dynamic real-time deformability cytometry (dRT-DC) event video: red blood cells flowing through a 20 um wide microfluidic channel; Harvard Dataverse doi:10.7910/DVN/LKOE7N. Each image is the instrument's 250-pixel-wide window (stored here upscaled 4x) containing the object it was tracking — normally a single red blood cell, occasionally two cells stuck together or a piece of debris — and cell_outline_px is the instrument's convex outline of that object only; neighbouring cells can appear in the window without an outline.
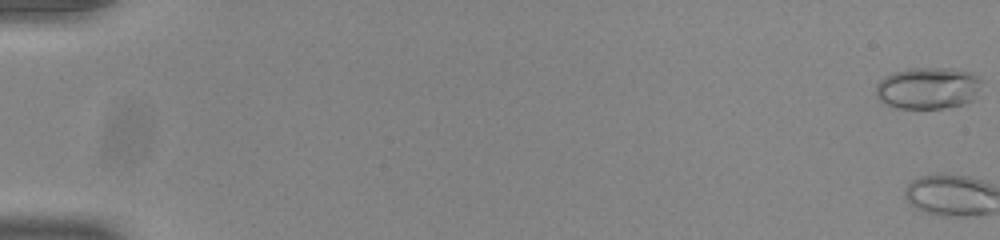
{"species": "common noctule bat (a hibernating species)", "species_latin": "Nyctalus noctula", "temperature_condition": "room temperature", "stored_images_in_passage": 3, "camera_frame_rate_fps": 3000, "um_per_image_px": 0.085, "animal": {"sex": "male", "body_mass_g": 20.0, "forearm_length_mm": 53.3}, "frame": {"image": 1, "passage_image": 1, "time_ms": 0.0, "image_size_px": [1000, 240], "cell_outline_px": [[980, 96], [968, 104], [944, 108], [896, 108], [884, 104], [876, 96], [876, 84], [884, 76], [892, 72], [908, 68], [952, 68], [972, 72], [980, 76]], "centroid_in_image_um": [78.92, 7.49], "position_along_channel_um": 6.1, "area_um2": 26.47}}